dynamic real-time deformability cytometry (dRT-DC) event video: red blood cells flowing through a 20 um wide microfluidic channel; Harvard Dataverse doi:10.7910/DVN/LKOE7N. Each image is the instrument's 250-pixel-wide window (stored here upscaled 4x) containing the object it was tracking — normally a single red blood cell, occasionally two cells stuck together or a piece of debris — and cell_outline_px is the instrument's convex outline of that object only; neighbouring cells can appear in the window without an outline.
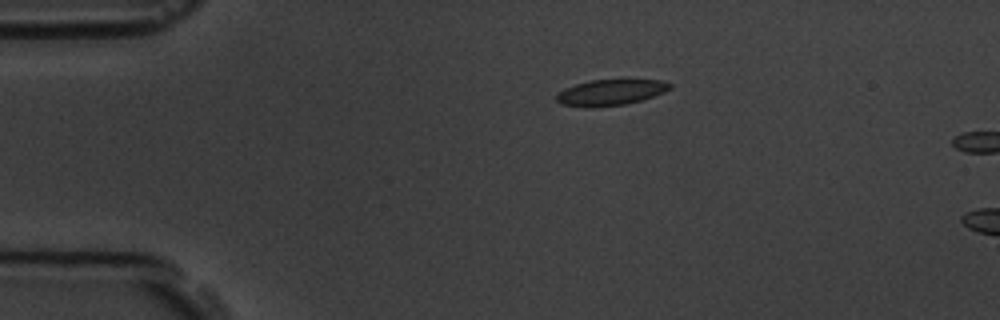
{"species": "common noctule bat (a hibernating species)", "species_latin": "Nyctalus noctula", "temperature_condition": "room temperature", "stored_images_in_passage": 2, "camera_frame_rate_fps": 3000, "um_per_image_px": 0.085, "animal": {"sex": "male", "body_mass_g": 19.5, "forearm_length_mm": 54.6}, "frame": {"image": 1, "passage_image": 1, "time_ms": 0.0, "image_size_px": [1000, 320], "cell_outline_px": [[672, 88], [664, 92], [640, 100], [624, 104], [592, 108], [584, 108], [560, 104], [556, 100], [556, 92], [564, 88], [588, 80], [624, 76], [660, 80], [672, 84]], "centroid_in_image_um": [51.89, 7.8], "position_along_channel_um": 33.1, "area_um2": 18.26}}